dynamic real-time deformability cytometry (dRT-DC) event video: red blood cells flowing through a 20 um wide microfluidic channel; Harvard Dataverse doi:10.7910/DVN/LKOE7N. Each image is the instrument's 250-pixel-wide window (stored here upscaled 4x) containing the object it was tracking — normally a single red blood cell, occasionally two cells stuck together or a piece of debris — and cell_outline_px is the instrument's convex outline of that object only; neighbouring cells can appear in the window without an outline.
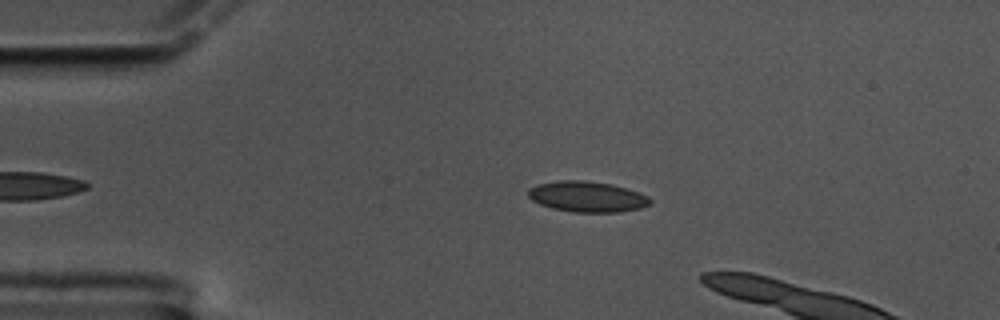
{"species": "common noctule bat (a hibernating species)", "species_latin": "Nyctalus noctula", "temperature_condition": "cold", "stored_images_in_passage": 10, "camera_frame_rate_fps": 3000, "um_per_image_px": 0.085, "animal": {"sex": "male", "body_mass_g": 17.5, "forearm_length_mm": 52.3}, "frame": {"image": 1, "passage_image": 6, "time_ms": 1.667, "image_size_px": [1000, 320], "cell_outline_px": [[652, 200], [648, 204], [640, 208], [620, 212], [572, 212], [552, 208], [540, 204], [532, 200], [528, 196], [528, 188], [536, 184], [556, 180], [584, 180], [612, 184], [628, 188], [640, 192], [648, 196]], "centroid_in_image_um": [49.89, 16.7], "position_along_channel_um": 35.1, "area_um2": 22.02}}